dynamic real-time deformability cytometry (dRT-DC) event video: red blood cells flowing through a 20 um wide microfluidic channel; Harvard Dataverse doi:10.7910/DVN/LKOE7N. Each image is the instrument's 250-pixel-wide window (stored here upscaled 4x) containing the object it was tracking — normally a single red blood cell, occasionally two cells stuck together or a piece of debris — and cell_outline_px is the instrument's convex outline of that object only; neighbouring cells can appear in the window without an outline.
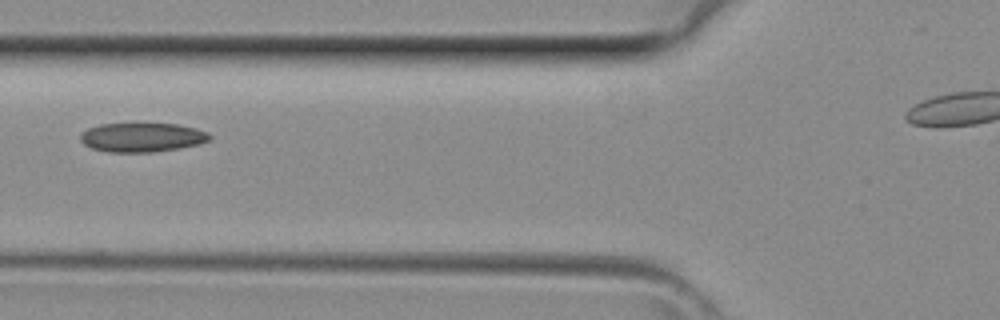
{"species": "common noctule bat (a hibernating species)", "species_latin": "Nyctalus noctula", "temperature_condition": "room temperature", "stored_images_in_passage": 5, "segment_of_instrument_passage": [1, 2], "camera_frame_rate_fps": 3000, "um_per_image_px": 0.085, "animal": {"sex": "female", "body_mass_g": 29.2, "forearm_length_mm": 56.3}, "frame": {"image": 1, "passage_image": 4, "time_ms": 1.0, "image_size_px": [1000, 320], "cell_outline_px": [[212, 136], [208, 140], [200, 144], [180, 148], [152, 152], [108, 152], [92, 148], [84, 144], [80, 140], [80, 136], [88, 128], [100, 124], [180, 124], [196, 128], [208, 132]], "centroid_in_image_um": [12.1, 11.68], "position_along_channel_um": 113.7, "area_um2": 21.91}}